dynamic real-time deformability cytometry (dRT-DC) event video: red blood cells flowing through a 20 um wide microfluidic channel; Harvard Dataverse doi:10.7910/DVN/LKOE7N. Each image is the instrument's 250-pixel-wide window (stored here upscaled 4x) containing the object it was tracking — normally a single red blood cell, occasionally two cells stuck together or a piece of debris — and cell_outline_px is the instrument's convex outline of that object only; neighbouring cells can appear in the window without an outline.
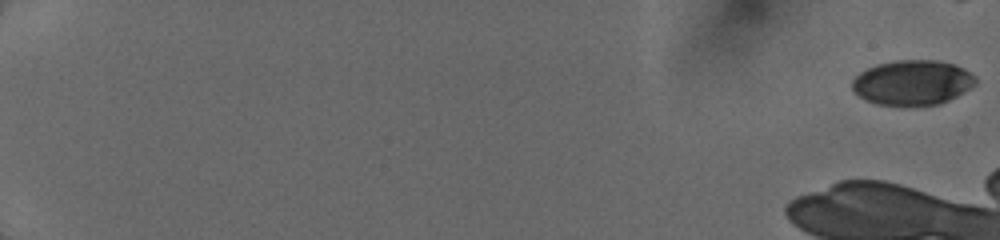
{"species": "human", "species_latin": "Homo sapiens", "temperature_condition": "cold", "stored_images_in_passage": 29, "camera_frame_rate_fps": 3000, "um_per_image_px": 0.085, "donor": {"sex": "female"}, "frame": {"image": 1, "passage_image": 1, "time_ms": 0.0, "image_size_px": [1000, 240], "cell_outline_px": [[976, 84], [956, 96], [940, 104], [876, 104], [860, 96], [852, 88], [852, 80], [860, 72], [876, 64], [896, 60], [936, 60], [956, 64], [964, 68], [976, 76]], "centroid_in_image_um": [77.58, 6.99], "position_along_channel_um": 7.4, "area_um2": 31.96}}